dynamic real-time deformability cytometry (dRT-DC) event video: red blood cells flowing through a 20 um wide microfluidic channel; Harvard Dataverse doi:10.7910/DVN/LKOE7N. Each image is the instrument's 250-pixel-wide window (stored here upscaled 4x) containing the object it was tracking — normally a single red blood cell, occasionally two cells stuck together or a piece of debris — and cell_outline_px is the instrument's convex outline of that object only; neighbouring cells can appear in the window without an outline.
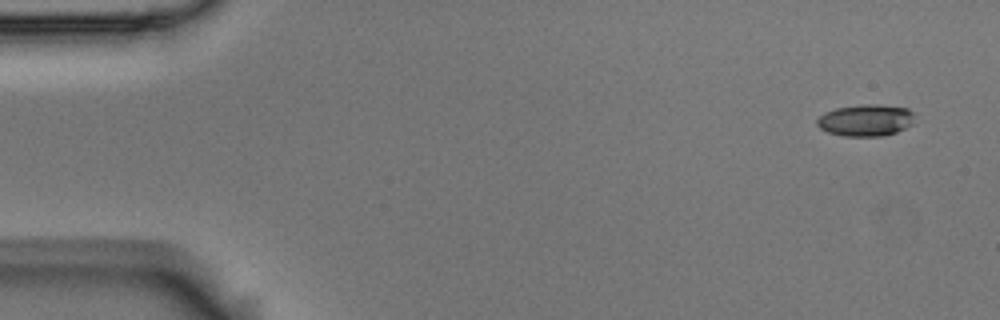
{"species": "Egyptian fruit bat (a non-hibernating species)", "species_latin": "Rousettus aegyptiacus", "temperature_condition": "room temperature", "stored_images_in_passage": 4, "camera_frame_rate_fps": 3000, "um_per_image_px": 0.085, "animal": {"sex": "male"}, "frame": {"image": 1, "passage_image": 1, "time_ms": 0.0, "image_size_px": [1000, 320], "cell_outline_px": [[912, 124], [896, 132], [884, 136], [844, 136], [828, 132], [820, 128], [816, 124], [816, 120], [824, 112], [836, 108], [860, 104], [880, 104], [908, 108], [912, 112]], "centroid_in_image_um": [73.56, 10.21], "position_along_channel_um": 11.4, "area_um2": 18.09}}